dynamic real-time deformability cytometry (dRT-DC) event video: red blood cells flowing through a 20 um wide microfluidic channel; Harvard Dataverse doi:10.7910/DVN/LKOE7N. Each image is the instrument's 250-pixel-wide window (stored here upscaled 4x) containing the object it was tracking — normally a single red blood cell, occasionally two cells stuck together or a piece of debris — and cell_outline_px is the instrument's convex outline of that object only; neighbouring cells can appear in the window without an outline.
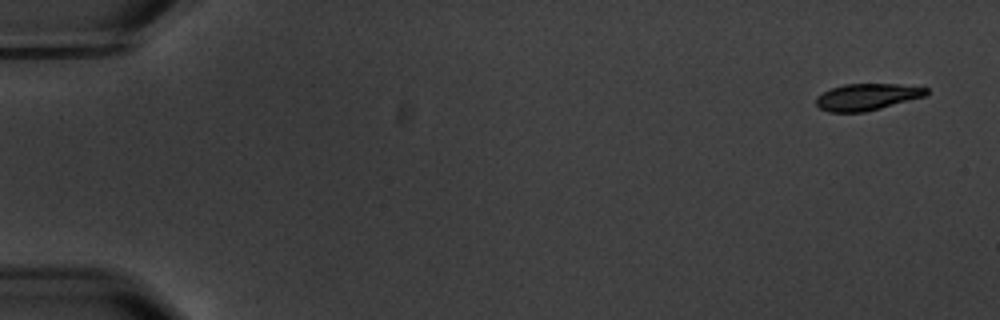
{"species": "common noctule bat (a hibernating species)", "species_latin": "Nyctalus noctula", "temperature_condition": "warm", "stored_images_in_passage": 4, "camera_frame_rate_fps": 3000, "um_per_image_px": 0.085, "animal": {"sex": "male", "body_mass_g": 20.1, "forearm_length_mm": 53.5}, "frame": {"image": 1, "passage_image": 1, "time_ms": 0.0, "image_size_px": [1000, 320], "cell_outline_px": [[928, 92], [924, 96], [880, 108], [864, 112], [828, 112], [820, 108], [816, 104], [816, 96], [832, 88], [844, 84], [896, 84], [928, 88]], "centroid_in_image_um": [73.66, 8.24], "position_along_channel_um": 11.3, "area_um2": 16.88}}